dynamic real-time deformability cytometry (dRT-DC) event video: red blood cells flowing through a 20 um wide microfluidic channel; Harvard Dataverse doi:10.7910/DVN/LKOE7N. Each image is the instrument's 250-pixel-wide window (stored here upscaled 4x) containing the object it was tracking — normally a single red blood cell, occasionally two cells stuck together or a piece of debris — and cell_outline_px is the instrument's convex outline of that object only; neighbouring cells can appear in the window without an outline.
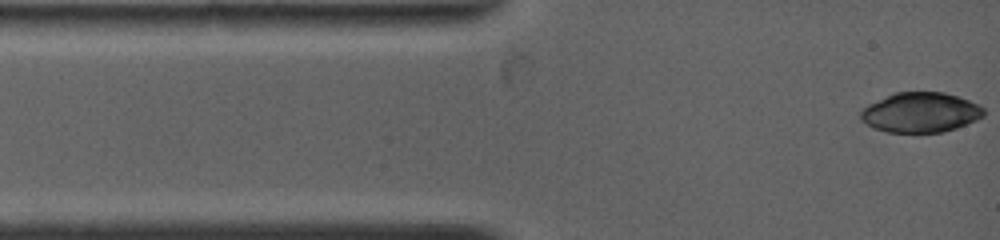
{"species": "common noctule bat (a hibernating species)", "species_latin": "Nyctalus noctula", "temperature_condition": "warm", "stored_images_in_passage": 10, "camera_frame_rate_fps": 4500, "um_per_image_px": 0.085, "animal": {"sex": "female", "body_mass_g": 19.0, "forearm_length_mm": 53.3}, "frame": {"image": 1, "passage_image": 1, "time_ms": 0.0, "image_size_px": [1000, 240], "cell_outline_px": [[984, 116], [976, 120], [956, 128], [944, 132], [888, 132], [872, 128], [860, 120], [860, 112], [868, 104], [896, 92], [944, 92], [968, 100], [984, 108]], "centroid_in_image_um": [78.22, 9.56], "position_along_channel_um": 6.8, "area_um2": 28.55}}
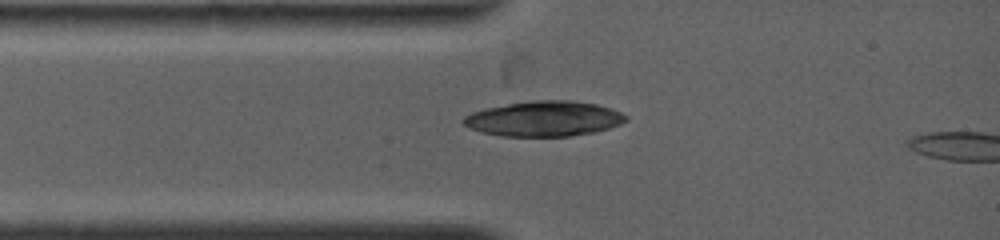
{"frame": {"image": 2, "passage_image": 10, "time_ms": 2.0, "image_size_px": [1000, 240], "cell_outline_px": [[628, 120], [620, 124], [608, 128], [592, 132], [568, 136], [504, 136], [484, 132], [472, 128], [464, 124], [460, 120], [464, 116], [472, 112], [488, 108], [508, 104], [532, 100], [572, 100], [596, 104], [620, 112], [628, 116]], "centroid_in_image_um": [46.26, 10.08], "position_along_channel_um": 38.7, "area_um2": 32.95}}